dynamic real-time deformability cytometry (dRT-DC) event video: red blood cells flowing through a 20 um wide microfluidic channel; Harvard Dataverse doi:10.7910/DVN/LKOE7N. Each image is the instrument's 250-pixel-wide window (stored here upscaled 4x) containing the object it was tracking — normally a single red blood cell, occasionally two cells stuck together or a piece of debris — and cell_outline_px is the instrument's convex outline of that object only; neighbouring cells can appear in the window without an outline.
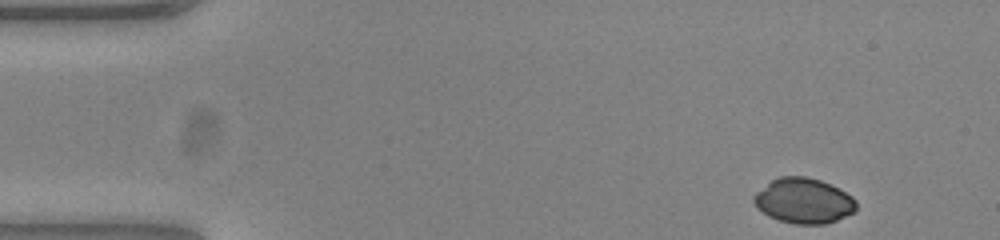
{"species": "common noctule bat (a hibernating species)", "species_latin": "Nyctalus noctula", "temperature_condition": "warm", "stored_images_in_passage": 41, "camera_frame_rate_fps": 3000, "um_per_image_px": 0.085, "animal": {"sex": "female", "body_mass_g": 23.0, "forearm_length_mm": 53.4}, "frame": {"image": 1, "passage_image": 1, "time_ms": 0.0, "image_size_px": [1000, 240], "cell_outline_px": [[856, 212], [836, 220], [824, 224], [796, 224], [780, 220], [768, 216], [756, 208], [752, 200], [752, 196], [756, 192], [772, 180], [780, 176], [804, 176], [820, 180], [852, 196], [856, 200]], "centroid_in_image_um": [68.29, 17.07], "position_along_channel_um": 16.7, "area_um2": 26.93}}
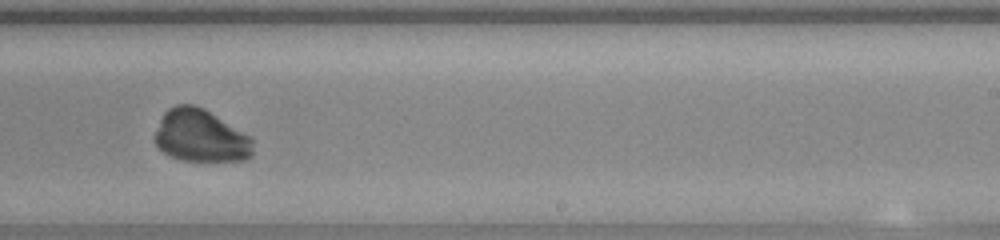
{"frame": {"image": 2, "passage_image": 29, "time_ms": 9.333, "image_size_px": [1000, 240], "cell_outline_px": [[252, 156], [244, 160], [180, 160], [164, 152], [156, 144], [152, 136], [164, 112], [168, 108], [176, 104], [192, 104], [204, 108], [248, 136], [252, 140]], "centroid_in_image_um": [16.99, 11.53], "position_along_channel_um": 272.0, "area_um2": 29.71}}
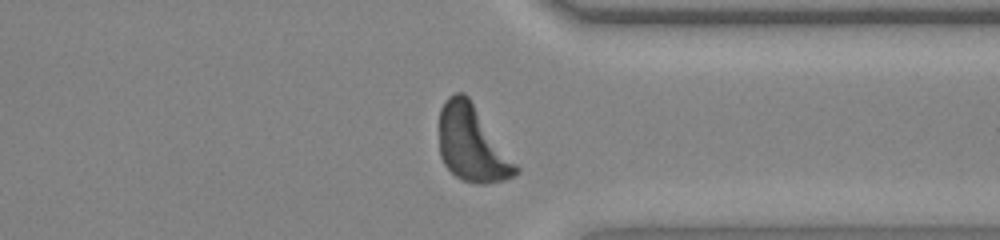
{"frame": {"image": 3, "passage_image": 37, "time_ms": 12.0, "image_size_px": [1000, 240], "cell_outline_px": [[520, 172], [504, 180], [484, 184], [476, 184], [460, 180], [444, 164], [440, 156], [440, 108], [444, 100], [448, 96], [456, 92], [464, 92], [468, 96], [520, 168]], "centroid_in_image_um": [40.13, 12.23], "position_along_channel_um": 371.3, "area_um2": 33.93}}